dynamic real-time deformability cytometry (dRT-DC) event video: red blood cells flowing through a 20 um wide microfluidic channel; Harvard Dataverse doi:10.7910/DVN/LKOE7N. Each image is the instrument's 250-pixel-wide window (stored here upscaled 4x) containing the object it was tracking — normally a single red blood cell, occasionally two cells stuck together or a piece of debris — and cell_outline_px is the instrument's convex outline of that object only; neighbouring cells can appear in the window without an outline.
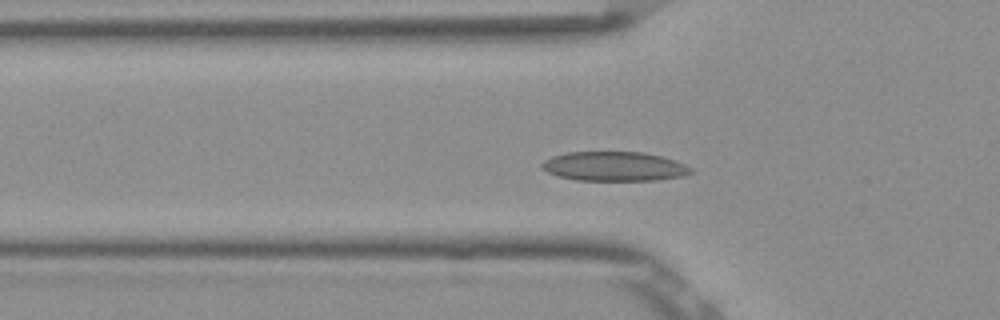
{"species": "Egyptian fruit bat (a non-hibernating species)", "species_latin": "Rousettus aegyptiacus", "temperature_condition": "room temperature", "stored_images_in_passage": 29, "camera_frame_rate_fps": 3000, "um_per_image_px": 0.085, "frame": {"image": 1, "passage_image": 14, "time_ms": 4.333, "image_size_px": [1000, 320], "cell_outline_px": [[692, 172], [684, 176], [656, 180], [576, 180], [560, 176], [548, 172], [540, 168], [540, 164], [544, 160], [552, 156], [568, 152], [644, 152], [660, 156], [684, 164], [692, 168]], "centroid_in_image_um": [52.19, 14.14], "position_along_channel_um": 73.6, "area_um2": 25.37}}
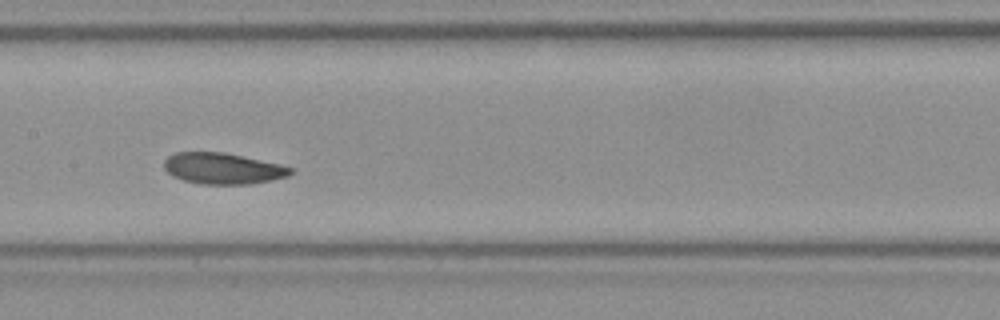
{"frame": {"image": 2, "passage_image": 23, "time_ms": 7.333, "image_size_px": [1000, 320], "cell_outline_px": [[292, 172], [288, 176], [272, 180], [252, 184], [200, 184], [184, 180], [172, 176], [164, 168], [164, 160], [168, 156], [176, 152], [224, 152], [280, 164], [292, 168]], "centroid_in_image_um": [18.93, 14.32], "position_along_channel_um": 188.5, "area_um2": 22.95}}
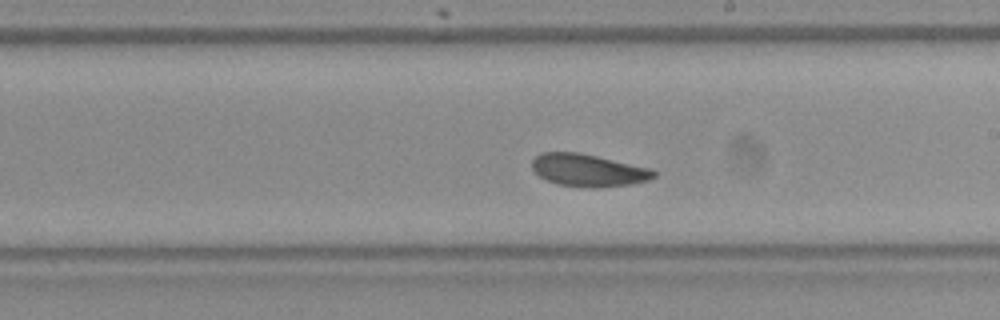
{"frame": {"image": 3, "passage_image": 27, "time_ms": 8.667, "image_size_px": [1000, 320], "cell_outline_px": [[656, 176], [648, 180], [632, 184], [596, 188], [588, 188], [556, 184], [540, 176], [532, 168], [532, 160], [540, 152], [580, 152], [652, 168], [656, 172]], "centroid_in_image_um": [50.02, 14.47], "position_along_channel_um": 239.0, "area_um2": 23.24}}